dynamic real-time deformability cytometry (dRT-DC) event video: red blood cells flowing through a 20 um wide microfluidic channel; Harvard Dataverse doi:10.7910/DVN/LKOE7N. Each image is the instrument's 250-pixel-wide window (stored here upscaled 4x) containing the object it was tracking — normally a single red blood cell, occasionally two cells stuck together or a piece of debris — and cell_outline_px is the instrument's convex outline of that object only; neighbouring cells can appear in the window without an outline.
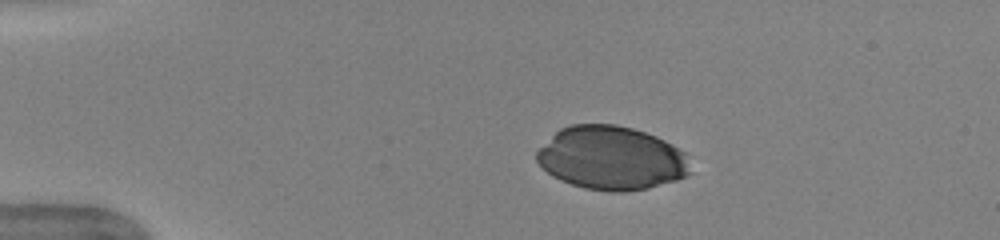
{"species": "human", "species_latin": "Homo sapiens", "temperature_condition": "warm", "stored_images_in_passage": 34, "camera_frame_rate_fps": 3000, "um_per_image_px": 0.085, "donor": {"sex": "female"}, "frame": {"image": 1, "passage_image": 1, "time_ms": 0.0, "image_size_px": [1000, 240], "cell_outline_px": [[692, 172], [688, 176], [676, 180], [648, 188], [624, 192], [608, 192], [584, 188], [560, 180], [552, 176], [536, 160], [536, 152], [560, 128], [572, 124], [616, 124], [632, 128], [656, 136], [672, 144], [684, 152]], "centroid_in_image_um": [51.98, 13.44], "position_along_channel_um": 33.0, "area_um2": 56.93}}